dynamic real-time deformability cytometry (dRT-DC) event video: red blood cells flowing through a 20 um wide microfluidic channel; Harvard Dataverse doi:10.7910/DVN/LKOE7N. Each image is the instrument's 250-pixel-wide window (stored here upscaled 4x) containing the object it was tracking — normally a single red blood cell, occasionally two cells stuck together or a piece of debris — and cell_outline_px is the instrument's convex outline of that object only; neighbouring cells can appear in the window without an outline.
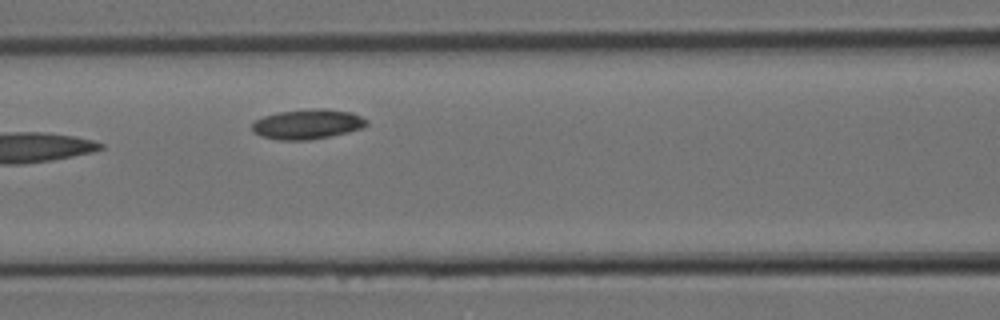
{"species": "Egyptian fruit bat (a non-hibernating species)", "species_latin": "Rousettus aegyptiacus", "temperature_condition": "room temperature", "stored_images_in_passage": 6, "camera_frame_rate_fps": 3000, "um_per_image_px": 0.085, "animal": {"sex": "female"}, "frame": {"image": 1, "passage_image": 6, "time_ms": 1.667, "image_size_px": [1000, 320], "cell_outline_px": [[368, 124], [360, 128], [348, 132], [332, 136], [308, 140], [276, 140], [260, 136], [252, 132], [252, 124], [256, 120], [264, 116], [280, 112], [316, 108], [324, 108], [352, 112], [368, 120]], "centroid_in_image_um": [26.13, 10.56], "position_along_channel_um": 140.5, "area_um2": 20.0}}